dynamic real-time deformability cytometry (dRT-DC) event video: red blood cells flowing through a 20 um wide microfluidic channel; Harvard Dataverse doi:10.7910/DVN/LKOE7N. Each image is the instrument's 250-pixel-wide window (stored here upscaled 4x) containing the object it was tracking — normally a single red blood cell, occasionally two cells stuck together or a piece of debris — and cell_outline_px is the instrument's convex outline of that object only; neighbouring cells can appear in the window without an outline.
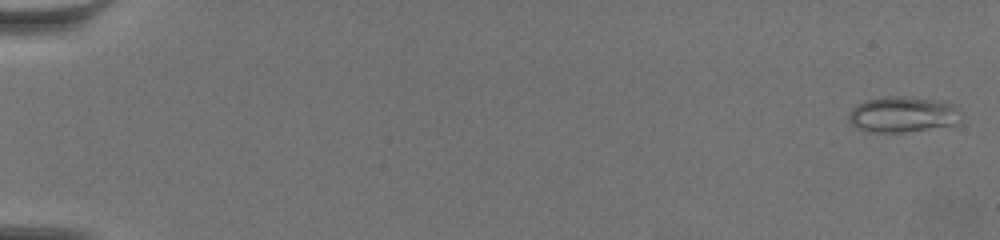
{"species": "common noctule bat (a hibernating species)", "species_latin": "Nyctalus noctula", "temperature_condition": "warm", "stored_images_in_passage": 26, "camera_frame_rate_fps": 3000, "um_per_image_px": 0.085, "animal": {"sex": "female", "body_mass_g": 19.5, "forearm_length_mm": 54.1}, "frame": {"image": 1, "passage_image": 2, "time_ms": 0.333, "image_size_px": [1000, 240], "cell_outline_px": [[960, 112], [956, 124], [904, 132], [864, 132], [856, 128], [848, 120], [848, 116], [852, 108], [868, 100], [896, 96], [900, 96], [940, 100], [952, 104], [960, 108]], "centroid_in_image_um": [76.72, 9.74], "position_along_channel_um": 8.3, "area_um2": 23.18}}
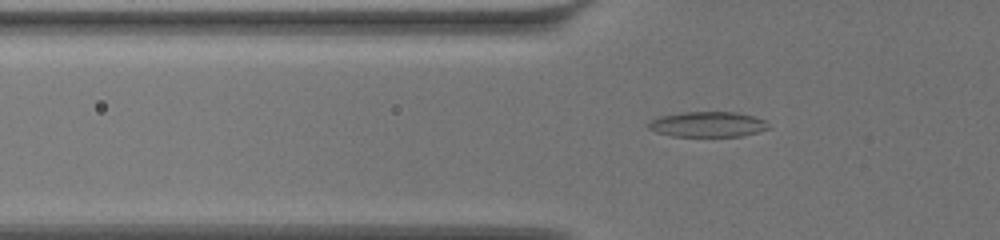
{"frame": {"image": 2, "passage_image": 22, "time_ms": 7.0, "image_size_px": [1000, 240], "cell_outline_px": [[768, 128], [756, 132], [740, 136], [672, 136], [656, 132], [648, 128], [648, 124], [652, 120], [660, 116], [680, 112], [736, 112], [752, 116], [764, 120], [768, 124]], "centroid_in_image_um": [60.12, 10.56], "position_along_channel_um": 65.7, "area_um2": 17.51}}
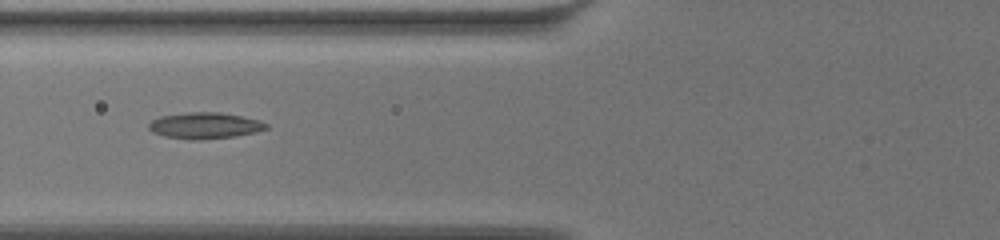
{"frame": {"image": 3, "passage_image": 25, "time_ms": 8.0, "image_size_px": [1000, 240], "cell_outline_px": [[268, 128], [256, 132], [236, 136], [200, 140], [192, 140], [164, 136], [152, 132], [148, 128], [148, 124], [152, 120], [160, 116], [188, 112], [220, 112], [260, 120], [268, 124]], "centroid_in_image_um": [17.4, 10.68], "position_along_channel_um": 108.4, "area_um2": 18.03}}